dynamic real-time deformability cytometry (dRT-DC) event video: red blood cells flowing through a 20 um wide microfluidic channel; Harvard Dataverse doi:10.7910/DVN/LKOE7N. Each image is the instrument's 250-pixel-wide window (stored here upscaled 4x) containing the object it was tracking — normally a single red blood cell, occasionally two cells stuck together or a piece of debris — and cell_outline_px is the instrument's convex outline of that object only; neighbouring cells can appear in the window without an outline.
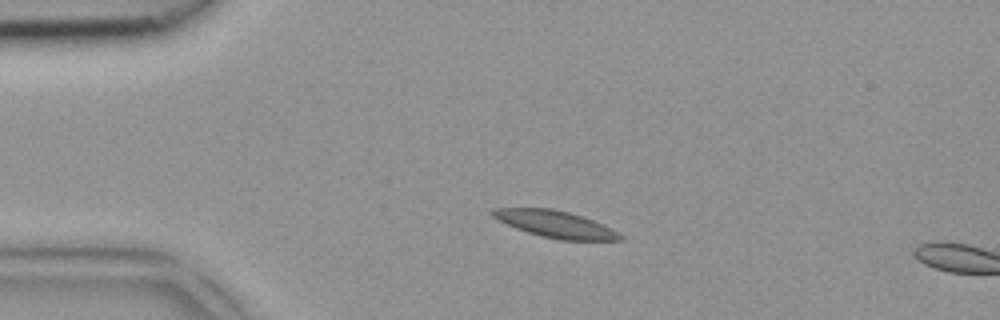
{"species": "common noctule bat (a hibernating species)", "species_latin": "Nyctalus noctula", "temperature_condition": "room temperature", "stored_images_in_passage": 2, "camera_frame_rate_fps": 3000, "um_per_image_px": 0.085, "animal": {"sex": "female", "body_mass_g": 18.4}, "frame": {"image": 1, "passage_image": 1, "time_ms": 0.0, "image_size_px": [1000, 320], "cell_outline_px": [[624, 240], [560, 240], [540, 236], [516, 228], [492, 216], [488, 212], [492, 208], [552, 208], [584, 216], [612, 228], [624, 236]], "centroid_in_image_um": [47.23, 19.05], "position_along_channel_um": 37.8, "area_um2": 20.0}}